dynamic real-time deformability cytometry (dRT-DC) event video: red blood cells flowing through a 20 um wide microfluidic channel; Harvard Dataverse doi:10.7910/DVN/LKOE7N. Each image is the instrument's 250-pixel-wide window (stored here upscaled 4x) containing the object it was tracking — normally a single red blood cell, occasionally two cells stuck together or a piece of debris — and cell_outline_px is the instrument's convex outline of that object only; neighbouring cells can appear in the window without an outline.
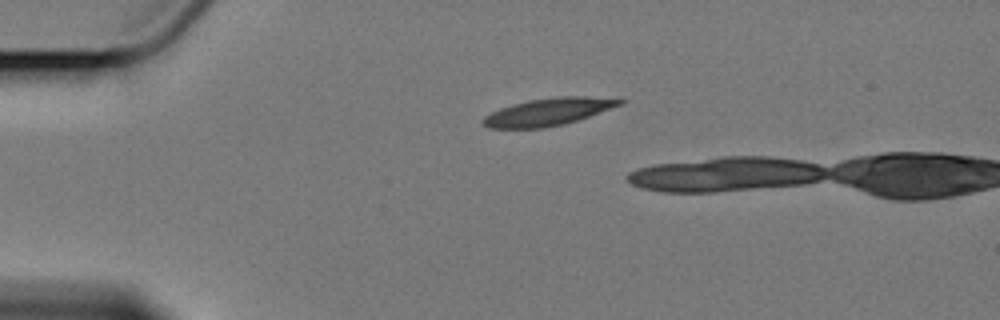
{"species": "Egyptian fruit bat (a non-hibernating species)", "species_latin": "Rousettus aegyptiacus", "temperature_condition": "cold", "stored_images_in_passage": 2, "camera_frame_rate_fps": 3000, "um_per_image_px": 0.085, "animal": {"sex": "female"}, "frame": {"image": 1, "passage_image": 1, "time_ms": 0.0, "image_size_px": [1000, 320], "cell_outline_px": [[628, 100], [624, 104], [564, 124], [544, 128], [488, 128], [480, 124], [480, 120], [484, 116], [500, 108], [512, 104], [528, 100], [556, 96], [620, 96]], "centroid_in_image_um": [46.69, 9.48], "position_along_channel_um": 38.3, "area_um2": 22.43}}